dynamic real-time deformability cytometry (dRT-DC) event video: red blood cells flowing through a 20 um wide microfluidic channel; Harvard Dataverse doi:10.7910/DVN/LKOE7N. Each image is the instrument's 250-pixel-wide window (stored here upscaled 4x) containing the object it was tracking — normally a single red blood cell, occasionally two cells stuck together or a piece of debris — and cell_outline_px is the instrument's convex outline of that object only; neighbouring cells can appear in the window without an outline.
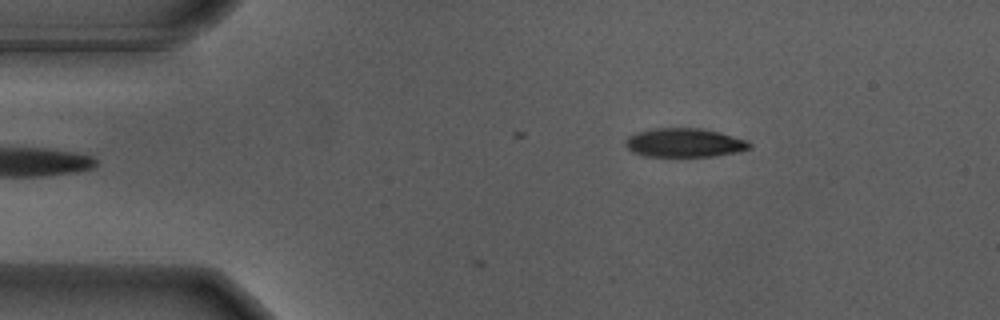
{"species": "Egyptian fruit bat (a non-hibernating species)", "species_latin": "Rousettus aegyptiacus", "temperature_condition": "warm", "stored_images_in_passage": 2, "camera_frame_rate_fps": 3000, "um_per_image_px": 0.085, "animal": {"sex": "male"}, "frame": {"image": 1, "passage_image": 2, "time_ms": 0.333, "image_size_px": [1000, 320], "cell_outline_px": [[752, 144], [748, 148], [736, 152], [712, 156], [644, 156], [632, 152], [624, 144], [624, 140], [628, 136], [636, 132], [652, 128], [700, 128], [748, 140]], "centroid_in_image_um": [58.1, 12.13], "position_along_channel_um": 26.9, "area_um2": 20.75}}